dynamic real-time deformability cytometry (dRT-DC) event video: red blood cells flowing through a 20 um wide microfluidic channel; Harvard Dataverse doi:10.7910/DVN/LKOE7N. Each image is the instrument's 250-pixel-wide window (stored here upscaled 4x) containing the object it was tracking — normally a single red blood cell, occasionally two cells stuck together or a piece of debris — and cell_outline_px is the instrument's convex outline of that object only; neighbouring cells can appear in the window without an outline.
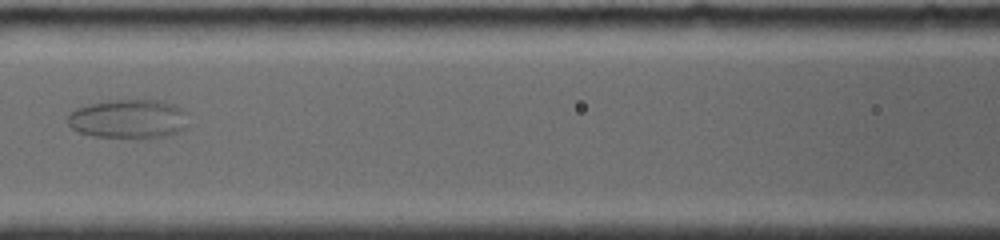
{"species": "common noctule bat (a hibernating species)", "species_latin": "Nyctalus noctula", "temperature_condition": "room temperature", "stored_images_in_passage": 62, "camera_frame_rate_fps": 4000, "um_per_image_px": 0.085, "animal": {"sex": "female", "body_mass_g": 19.0, "forearm_length_mm": 56.7}, "frame": {"image": 1, "passage_image": 29, "time_ms": 7.75, "image_size_px": [1000, 240], "cell_outline_px": [[184, 128], [176, 132], [164, 136], [148, 140], [140, 140], [96, 136], [80, 132], [72, 128], [68, 124], [68, 116], [72, 112], [80, 108], [92, 104], [112, 100], [160, 100], [172, 104], [180, 108]], "centroid_in_image_um": [10.88, 10.15], "position_along_channel_um": 155.7, "area_um2": 27.05}}
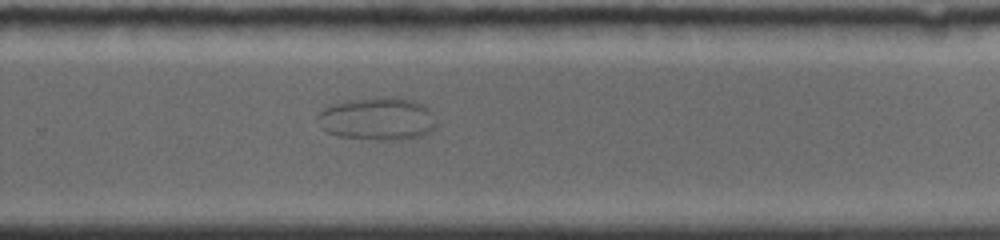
{"frame": {"image": 2, "passage_image": 44, "time_ms": 11.75, "image_size_px": [1000, 240], "cell_outline_px": [[432, 128], [428, 132], [420, 136], [400, 140], [384, 140], [336, 136], [320, 128], [316, 116], [324, 108], [344, 100], [372, 96], [392, 96], [408, 100], [420, 104], [428, 112]], "centroid_in_image_um": [31.93, 10.09], "position_along_channel_um": 297.9, "area_um2": 29.19}}
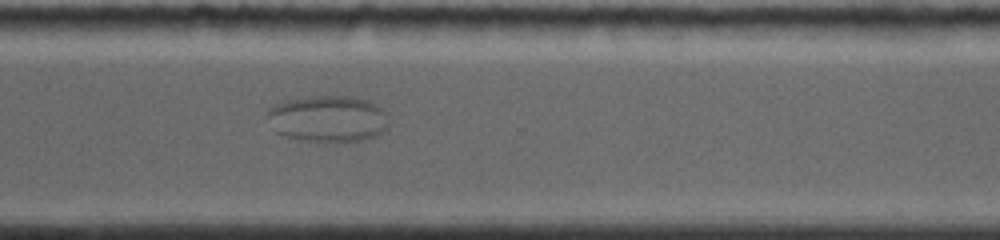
{"frame": {"image": 3, "passage_image": 49, "time_ms": 13.0, "image_size_px": [1000, 240], "cell_outline_px": [[388, 128], [376, 136], [364, 140], [324, 144], [284, 136], [276, 132], [268, 116], [268, 108], [280, 100], [320, 96], [344, 96], [368, 100], [380, 108], [388, 116]], "centroid_in_image_um": [27.88, 10.12], "position_along_channel_um": 342.7, "area_um2": 33.35}}